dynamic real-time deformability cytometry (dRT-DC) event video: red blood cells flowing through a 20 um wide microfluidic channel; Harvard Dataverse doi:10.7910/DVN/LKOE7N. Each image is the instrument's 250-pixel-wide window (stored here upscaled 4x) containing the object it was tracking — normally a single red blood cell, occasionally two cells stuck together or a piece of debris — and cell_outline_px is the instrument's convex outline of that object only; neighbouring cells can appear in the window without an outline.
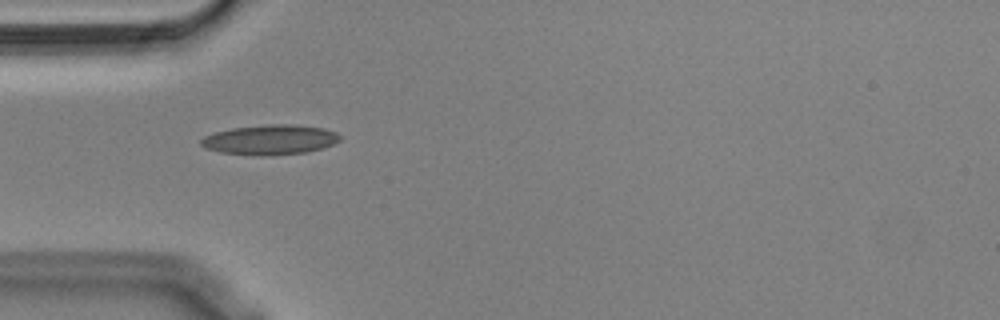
{"species": "Egyptian fruit bat (a non-hibernating species)", "species_latin": "Rousettus aegyptiacus", "temperature_condition": "cold", "stored_images_in_passage": 4, "camera_frame_rate_fps": 3000, "um_per_image_px": 0.085, "animal": {"sex": "male"}, "frame": {"image": 1, "passage_image": 1, "time_ms": 0.0, "image_size_px": [1000, 320], "cell_outline_px": [[340, 140], [332, 144], [320, 148], [304, 152], [272, 156], [256, 156], [220, 152], [204, 148], [200, 144], [200, 140], [204, 136], [216, 132], [232, 128], [268, 124], [296, 124], [324, 128], [336, 132], [340, 136]], "centroid_in_image_um": [22.93, 11.88], "position_along_channel_um": 62.1, "area_um2": 24.33}}
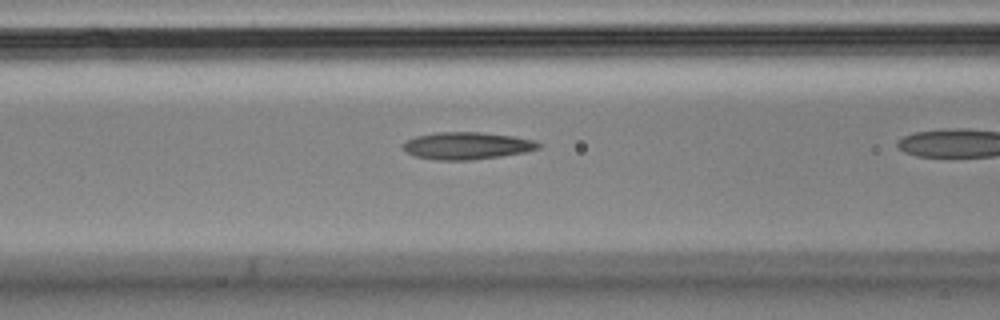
{"frame": {"image": 2, "passage_image": 3, "time_ms": 0.667, "image_size_px": [1000, 320], "cell_outline_px": [[540, 148], [524, 152], [500, 156], [468, 160], [436, 160], [416, 156], [408, 152], [404, 148], [404, 144], [408, 140], [416, 136], [436, 132], [480, 132], [516, 136], [536, 140], [540, 144]], "centroid_in_image_um": [39.74, 12.37], "position_along_channel_um": 126.9, "area_um2": 21.33}}